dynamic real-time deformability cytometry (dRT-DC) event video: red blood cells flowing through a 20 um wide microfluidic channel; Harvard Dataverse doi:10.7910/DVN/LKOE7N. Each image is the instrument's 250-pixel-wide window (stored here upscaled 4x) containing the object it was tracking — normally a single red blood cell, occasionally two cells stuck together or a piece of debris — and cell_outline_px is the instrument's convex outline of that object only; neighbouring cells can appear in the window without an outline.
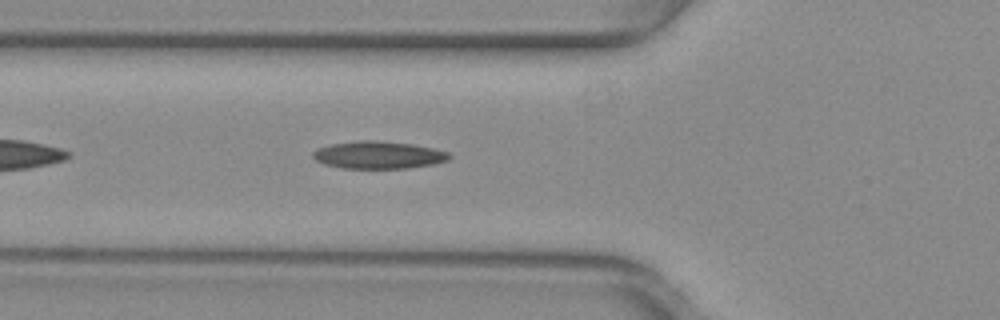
{"species": "common noctule bat (a hibernating species)", "species_latin": "Nyctalus noctula", "temperature_condition": "warm", "stored_images_in_passage": 35, "camera_frame_rate_fps": 3000, "um_per_image_px": 0.085, "animal": {"sex": "female", "body_mass_g": 29.2, "forearm_length_mm": 56.3}, "frame": {"image": 1, "passage_image": 6, "time_ms": 1.667, "image_size_px": [1000, 320], "cell_outline_px": [[452, 156], [448, 160], [432, 164], [408, 168], [340, 168], [324, 164], [316, 160], [312, 156], [312, 152], [320, 148], [332, 144], [360, 140], [376, 140], [412, 144], [432, 148], [448, 152]], "centroid_in_image_um": [32.17, 13.17], "position_along_channel_um": 93.6, "area_um2": 21.68}}
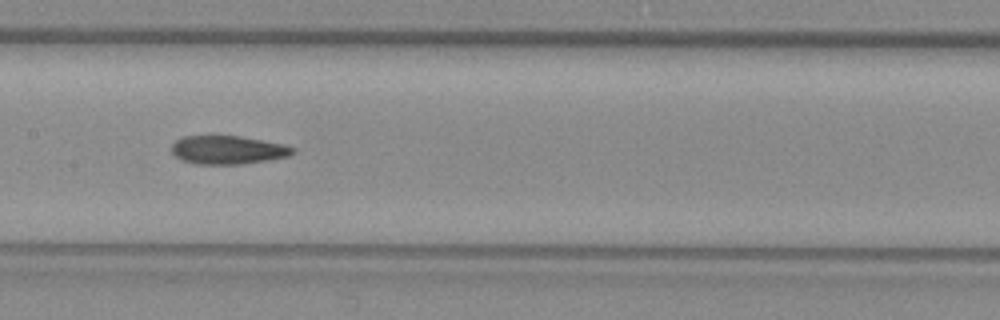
{"frame": {"image": 2, "passage_image": 13, "time_ms": 4.0, "image_size_px": [1000, 320], "cell_outline_px": [[296, 152], [288, 156], [268, 160], [240, 164], [196, 164], [180, 160], [172, 152], [172, 144], [176, 140], [184, 136], [240, 136], [284, 144], [296, 148]], "centroid_in_image_um": [19.38, 12.74], "position_along_channel_um": 188.0, "area_um2": 20.11}}
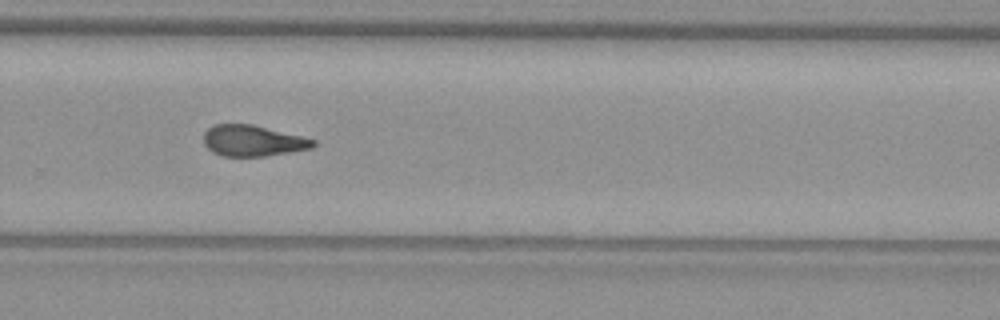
{"frame": {"image": 3, "passage_image": 22, "time_ms": 7.0, "image_size_px": [1000, 320], "cell_outline_px": [[316, 144], [312, 148], [264, 156], [224, 156], [212, 152], [204, 144], [204, 132], [208, 128], [216, 124], [252, 124], [316, 140]], "centroid_in_image_um": [21.46, 11.96], "position_along_channel_um": 308.3, "area_um2": 19.59}, "authors_computed_cell_mechanics": {"area_um2": 20.5768, "velocity_mm_per_s": 4.0272, "shape_relaxation_time_tau1_ms": null, "shape_relaxation_time_tau2_ms": 3.1853, "deformation_change_tau1": null, "deformation_change_tau2": 0.1148}}